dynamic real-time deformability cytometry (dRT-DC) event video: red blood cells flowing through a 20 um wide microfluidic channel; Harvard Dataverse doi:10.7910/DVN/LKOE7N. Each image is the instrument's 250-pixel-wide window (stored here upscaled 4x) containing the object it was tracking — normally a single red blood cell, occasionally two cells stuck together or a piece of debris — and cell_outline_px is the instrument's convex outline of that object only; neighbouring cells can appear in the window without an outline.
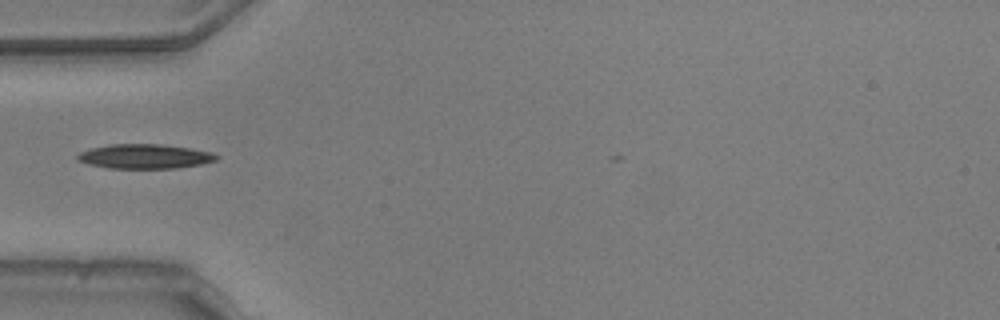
{"species": "common noctule bat (a hibernating species)", "species_latin": "Nyctalus noctula", "temperature_condition": "warm", "stored_images_in_passage": 37, "camera_frame_rate_fps": 3000, "um_per_image_px": 0.085, "animal": {"sex": "male", "body_mass_g": 20.5, "forearm_length_mm": 52.5}, "frame": {"image": 1, "passage_image": 2, "time_ms": 0.333, "image_size_px": [1000, 320], "cell_outline_px": [[220, 156], [216, 160], [200, 164], [176, 168], [108, 168], [88, 164], [76, 160], [76, 156], [80, 152], [92, 148], [108, 144], [160, 144], [188, 148], [212, 152]], "centroid_in_image_um": [12.28, 13.29], "position_along_channel_um": 72.7, "area_um2": 19.77}}
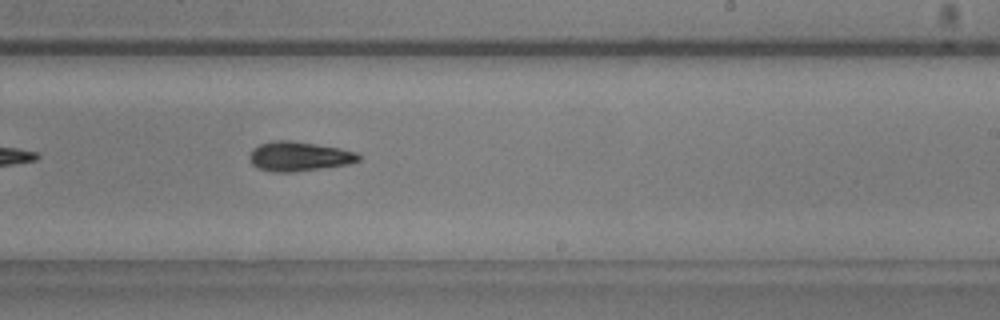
{"frame": {"image": 2, "passage_image": 17, "time_ms": 5.333, "image_size_px": [1000, 320], "cell_outline_px": [[360, 160], [352, 164], [296, 172], [272, 172], [256, 168], [248, 160], [248, 156], [252, 148], [260, 144], [272, 140], [288, 140], [316, 144], [340, 148], [356, 152], [360, 156]], "centroid_in_image_um": [25.39, 13.3], "position_along_channel_um": 263.6, "area_um2": 19.13}}
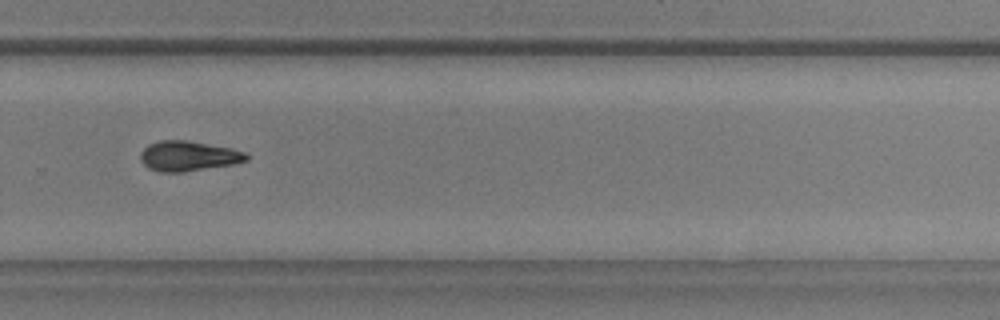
{"frame": {"image": 3, "passage_image": 21, "time_ms": 6.667, "image_size_px": [1000, 320], "cell_outline_px": [[248, 160], [232, 164], [184, 172], [160, 172], [148, 168], [140, 160], [140, 152], [148, 144], [160, 140], [184, 140], [228, 148], [244, 152], [248, 156]], "centroid_in_image_um": [15.94, 13.27], "position_along_channel_um": 313.9, "area_um2": 18.32}, "authors_computed_cell_mechanics": {"area_um2": 18.3226, "velocity_mm_per_s": 3.7992, "shape_relaxation_time_tau1_ms": 5.4617, "shape_relaxation_time_tau2_ms": 5.5118, "deformation_change_tau1": 0.1897, "deformation_change_tau2": 0.1423}}